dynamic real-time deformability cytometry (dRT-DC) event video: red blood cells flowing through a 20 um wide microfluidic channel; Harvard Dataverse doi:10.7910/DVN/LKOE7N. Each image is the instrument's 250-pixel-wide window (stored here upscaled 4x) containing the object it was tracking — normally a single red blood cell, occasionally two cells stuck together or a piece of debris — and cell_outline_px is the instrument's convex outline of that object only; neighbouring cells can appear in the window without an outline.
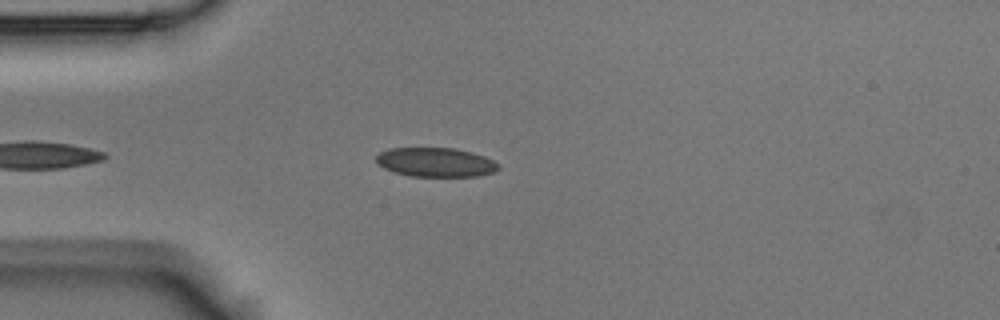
{"species": "Egyptian fruit bat (a non-hibernating species)", "species_latin": "Rousettus aegyptiacus", "temperature_condition": "room temperature", "stored_images_in_passage": 6, "camera_frame_rate_fps": 3000, "um_per_image_px": 0.085, "animal": {"sex": "male"}, "frame": {"image": 1, "passage_image": 5, "time_ms": 1.333, "image_size_px": [1000, 320], "cell_outline_px": [[500, 168], [492, 172], [476, 176], [412, 176], [396, 172], [384, 168], [376, 164], [376, 156], [380, 152], [388, 148], [456, 148], [472, 152], [484, 156], [500, 164]], "centroid_in_image_um": [37.02, 13.78], "position_along_channel_um": 48.0, "area_um2": 20.75}}